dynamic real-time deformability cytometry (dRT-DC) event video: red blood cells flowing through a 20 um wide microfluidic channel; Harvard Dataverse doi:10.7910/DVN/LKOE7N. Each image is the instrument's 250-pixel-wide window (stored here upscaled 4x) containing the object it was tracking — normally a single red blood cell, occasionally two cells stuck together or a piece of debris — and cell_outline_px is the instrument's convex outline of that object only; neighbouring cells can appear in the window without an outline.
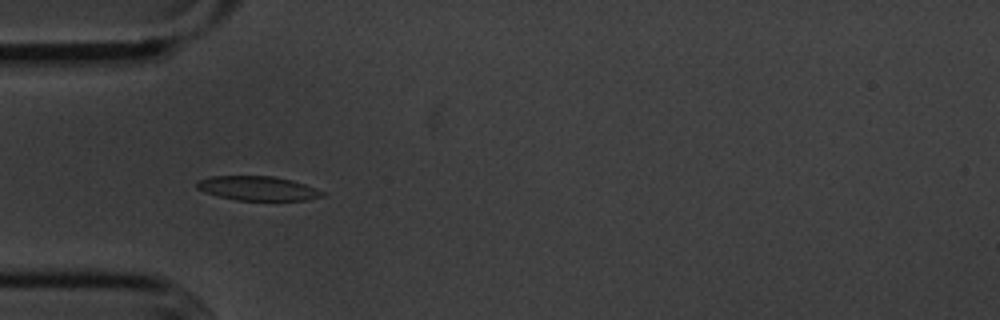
{"species": "common noctule bat (a hibernating species)", "species_latin": "Nyctalus noctula", "temperature_condition": "cold", "stored_images_in_passage": 9, "camera_frame_rate_fps": 3000, "um_per_image_px": 0.085, "animal": {"sex": "male", "body_mass_g": 20.1, "forearm_length_mm": 53.5}, "frame": {"image": 1, "passage_image": 4, "time_ms": 3.333, "image_size_px": [1000, 320], "cell_outline_px": [[324, 196], [304, 200], [236, 200], [216, 196], [204, 192], [196, 188], [196, 180], [212, 176], [272, 176], [292, 180], [316, 188], [324, 192]], "centroid_in_image_um": [21.86, 16.01], "position_along_channel_um": 63.1, "area_um2": 17.8}}
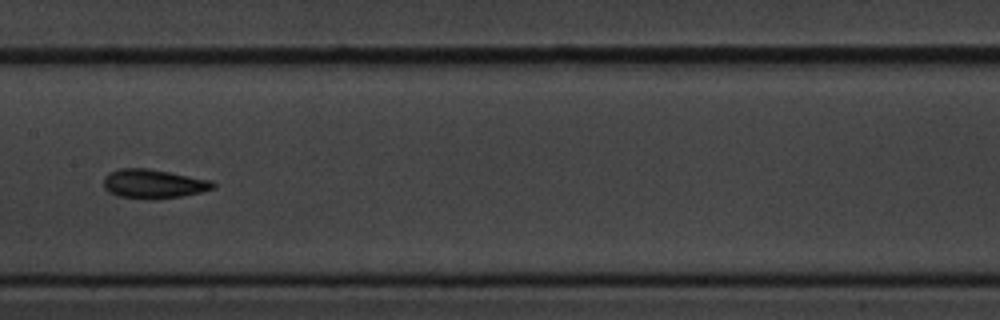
{"frame": {"image": 2, "passage_image": 7, "time_ms": 7.0, "image_size_px": [1000, 320], "cell_outline_px": [[216, 188], [200, 192], [180, 196], [152, 200], [116, 196], [108, 192], [104, 188], [104, 176], [108, 172], [120, 168], [148, 168], [212, 180], [216, 184]], "centroid_in_image_um": [13.02, 15.63], "position_along_channel_um": 194.4, "area_um2": 18.79}}
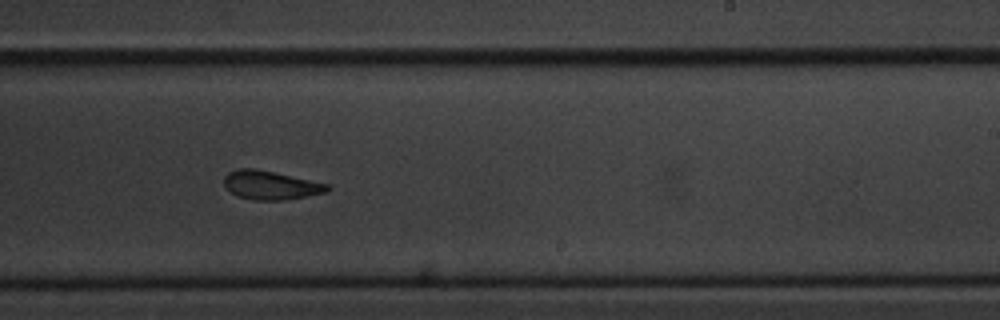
{"frame": {"image": 3, "passage_image": 9, "time_ms": 9.0, "image_size_px": [1000, 320], "cell_outline_px": [[332, 188], [324, 192], [284, 200], [252, 200], [236, 196], [224, 184], [224, 176], [228, 172], [240, 168], [256, 168], [328, 184]], "centroid_in_image_um": [22.96, 15.73], "position_along_channel_um": 266.0, "area_um2": 17.11}}